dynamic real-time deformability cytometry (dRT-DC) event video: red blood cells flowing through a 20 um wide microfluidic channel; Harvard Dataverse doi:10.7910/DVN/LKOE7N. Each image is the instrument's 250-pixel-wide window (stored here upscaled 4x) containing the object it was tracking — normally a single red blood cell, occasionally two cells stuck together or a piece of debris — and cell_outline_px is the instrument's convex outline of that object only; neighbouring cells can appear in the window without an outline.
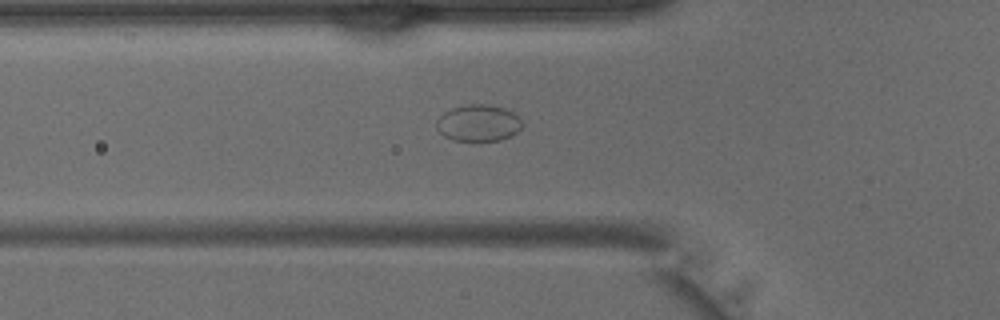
{"species": "common noctule bat (a hibernating species)", "species_latin": "Nyctalus noctula", "temperature_condition": "warm", "stored_images_in_passage": 40, "camera_frame_rate_fps": 3000, "um_per_image_px": 0.085, "animal": {"sex": "male", "body_mass_g": 15.6}, "frame": {"image": 1, "passage_image": 14, "time_ms": 4.333, "image_size_px": [1000, 320], "cell_outline_px": [[524, 124], [512, 136], [500, 140], [452, 140], [444, 136], [436, 128], [436, 120], [444, 112], [452, 108], [468, 104], [488, 104], [504, 108], [512, 112]], "centroid_in_image_um": [40.65, 10.45], "position_along_channel_um": 85.2, "area_um2": 18.21}}
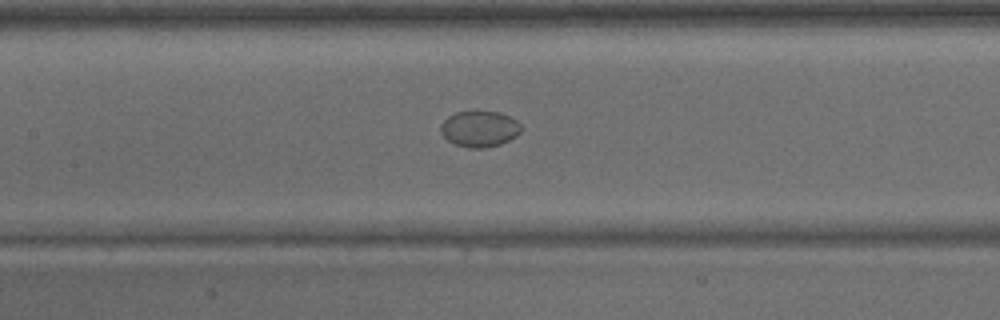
{"frame": {"image": 2, "passage_image": 19, "time_ms": 6.0, "image_size_px": [1000, 320], "cell_outline_px": [[520, 132], [516, 136], [500, 144], [484, 148], [468, 148], [456, 144], [448, 140], [440, 132], [440, 124], [448, 116], [456, 112], [476, 108], [500, 112], [516, 120], [520, 124]], "centroid_in_image_um": [40.73, 10.9], "position_along_channel_um": 166.7, "area_um2": 17.34}}
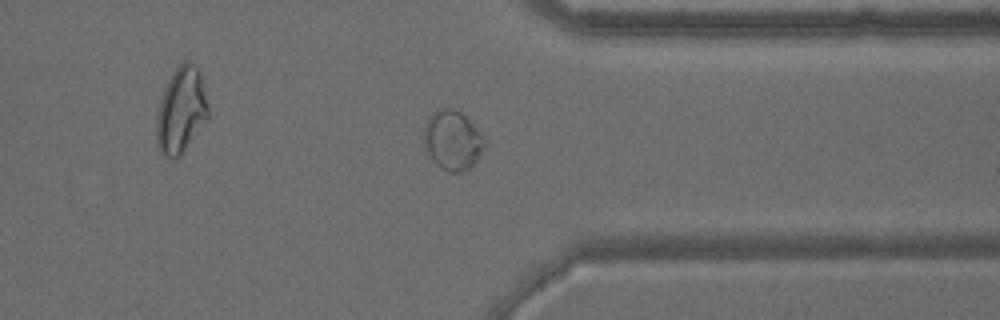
{"frame": {"image": 3, "passage_image": 32, "time_ms": 10.333, "image_size_px": [1000, 320], "cell_outline_px": [[488, 140], [484, 148], [476, 160], [468, 168], [460, 172], [448, 172], [440, 168], [432, 160], [428, 152], [424, 140], [424, 124], [428, 116], [436, 108], [456, 108]], "centroid_in_image_um": [38.46, 11.9], "position_along_channel_um": 372.9, "area_um2": 21.1}}